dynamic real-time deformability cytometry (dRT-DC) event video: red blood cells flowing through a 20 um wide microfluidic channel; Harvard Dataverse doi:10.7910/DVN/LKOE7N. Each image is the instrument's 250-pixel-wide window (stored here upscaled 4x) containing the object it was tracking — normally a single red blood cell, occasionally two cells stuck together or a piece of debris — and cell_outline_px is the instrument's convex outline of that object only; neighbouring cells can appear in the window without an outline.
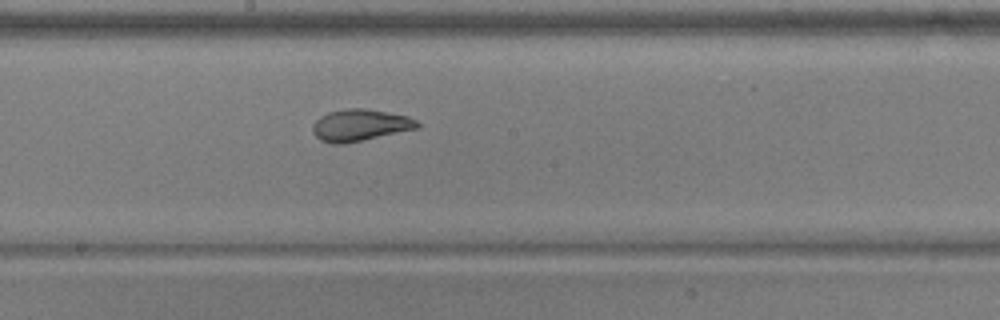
{"species": "common noctule bat (a hibernating species)", "species_latin": "Nyctalus noctula", "temperature_condition": "warm", "stored_images_in_passage": 41, "camera_frame_rate_fps": 3000, "um_per_image_px": 0.085, "animal": {"sex": "male", "body_mass_g": 17.9, "forearm_length_mm": 54.2}, "frame": {"image": 1, "passage_image": 29, "time_ms": 9.333, "image_size_px": [1000, 320], "cell_outline_px": [[420, 124], [416, 128], [344, 144], [332, 144], [320, 140], [312, 132], [312, 124], [320, 116], [328, 112], [348, 108], [364, 108], [408, 116], [416, 120]], "centroid_in_image_um": [30.54, 10.63], "position_along_channel_um": 217.7, "area_um2": 19.19}}
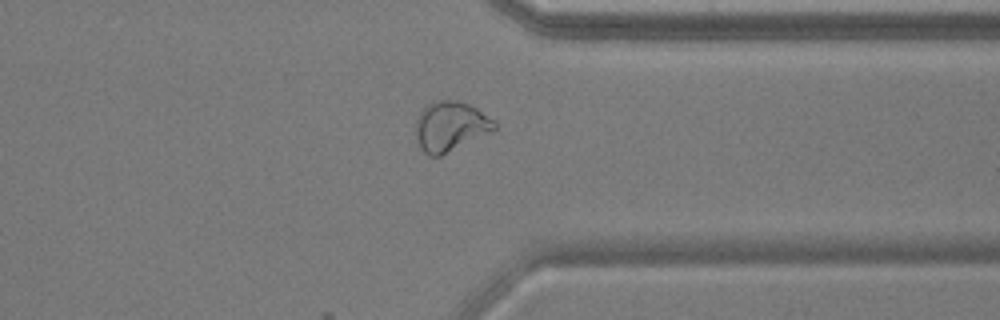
{"frame": {"image": 2, "passage_image": 41, "time_ms": 13.333, "image_size_px": [1000, 320], "cell_outline_px": [[496, 128], [492, 132], [440, 156], [428, 156], [420, 148], [416, 140], [416, 120], [424, 104], [432, 100], [460, 100], [476, 108], [496, 120]], "centroid_in_image_um": [38.27, 10.72], "position_along_channel_um": 373.1, "area_um2": 23.24}, "authors_computed_cell_mechanics": {"area_um2": 20.1722, "velocity_mm_per_s": 3.9247, "shape_relaxation_time_tau1_ms": 4.8371, "shape_relaxation_time_tau2_ms": 1.2064, "deformation_change_tau1": 0.1487, "deformation_change_tau2": 0.0493}}